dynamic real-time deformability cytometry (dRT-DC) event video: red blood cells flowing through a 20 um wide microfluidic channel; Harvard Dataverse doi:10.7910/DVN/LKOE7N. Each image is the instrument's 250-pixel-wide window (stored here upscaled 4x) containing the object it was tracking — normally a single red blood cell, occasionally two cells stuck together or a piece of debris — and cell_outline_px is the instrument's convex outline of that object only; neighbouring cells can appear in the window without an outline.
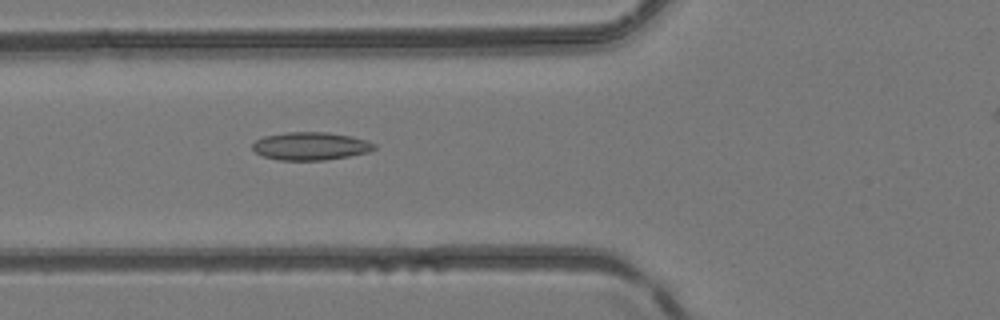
{"species": "common noctule bat (a hibernating species)", "species_latin": "Nyctalus noctula", "temperature_condition": "room temperature", "stored_images_in_passage": 44, "camera_frame_rate_fps": 3000, "um_per_image_px": 0.085, "animal": {"sex": "female", "body_mass_g": 24.6, "forearm_length_mm": 56.2}, "frame": {"image": 1, "passage_image": 19, "time_ms": 6.0, "image_size_px": [1000, 320], "cell_outline_px": [[376, 148], [368, 152], [348, 156], [324, 160], [280, 160], [264, 156], [256, 152], [252, 148], [252, 144], [256, 140], [264, 136], [288, 132], [328, 132], [352, 136], [368, 140], [376, 144]], "centroid_in_image_um": [26.43, 12.41], "position_along_channel_um": 99.4, "area_um2": 19.83}}
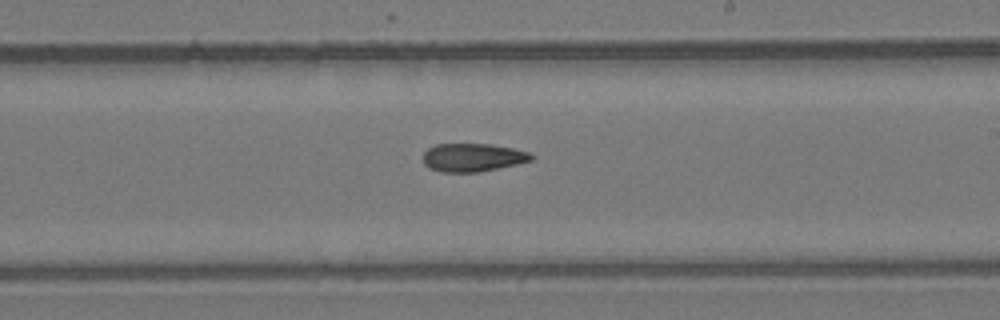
{"frame": {"image": 2, "passage_image": 29, "time_ms": 9.333, "image_size_px": [1000, 320], "cell_outline_px": [[536, 156], [532, 160], [516, 164], [480, 172], [440, 172], [428, 168], [424, 164], [424, 152], [428, 148], [436, 144], [488, 144], [512, 148], [528, 152]], "centroid_in_image_um": [40.17, 13.39], "position_along_channel_um": 248.8, "area_um2": 17.8}}
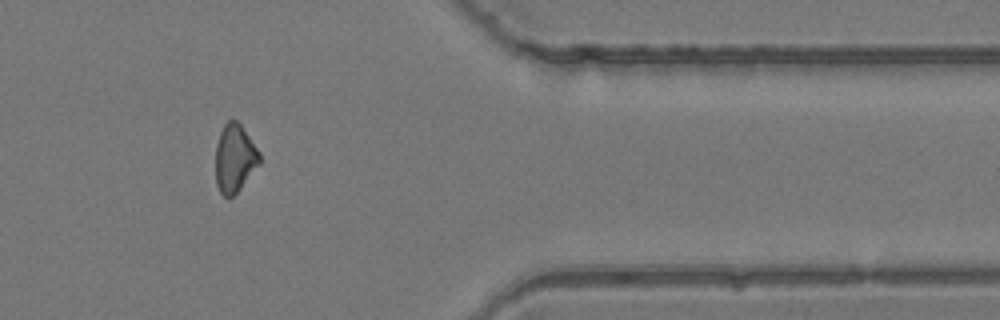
{"frame": {"image": 3, "passage_image": 40, "time_ms": 13.0, "image_size_px": [1000, 320], "cell_outline_px": [[260, 164], [240, 188], [232, 196], [224, 196], [220, 192], [216, 184], [216, 144], [220, 132], [224, 124], [228, 120], [236, 120], [240, 124], [260, 152]], "centroid_in_image_um": [19.95, 13.44], "position_along_channel_um": 391.5, "area_um2": 17.28}}